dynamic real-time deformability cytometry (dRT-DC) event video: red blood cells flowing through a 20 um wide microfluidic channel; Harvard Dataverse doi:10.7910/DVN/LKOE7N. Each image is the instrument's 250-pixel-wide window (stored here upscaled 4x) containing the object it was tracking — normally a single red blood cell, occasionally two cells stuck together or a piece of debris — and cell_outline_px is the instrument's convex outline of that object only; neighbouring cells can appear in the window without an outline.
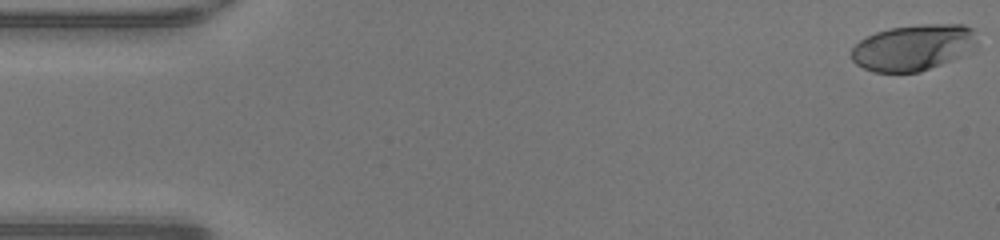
{"species": "human", "species_latin": "Homo sapiens", "temperature_condition": "warm", "stored_images_in_passage": 44, "camera_frame_rate_fps": 3000, "um_per_image_px": 0.085, "donor": {"sex": "male"}, "frame": {"image": 1, "passage_image": 1, "time_ms": 0.0, "image_size_px": [1000, 240], "cell_outline_px": [[976, 44], [972, 52], [920, 72], [872, 72], [856, 64], [852, 60], [852, 48], [860, 40], [876, 32], [892, 28], [920, 24], [964, 24], [972, 28], [976, 40]], "centroid_in_image_um": [77.65, 4.04], "position_along_channel_um": 7.4, "area_um2": 33.76}}
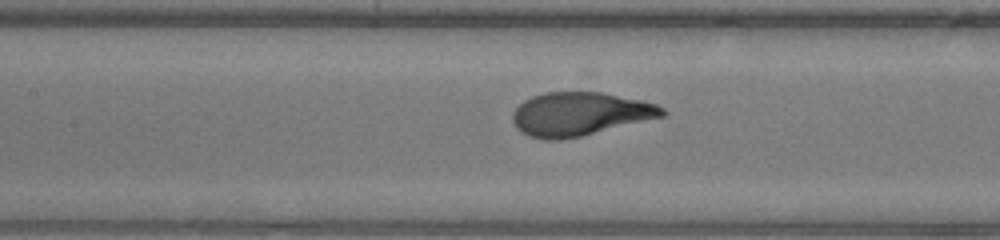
{"frame": {"image": 2, "passage_image": 22, "time_ms": 7.0, "image_size_px": [1000, 240], "cell_outline_px": [[668, 112], [664, 116], [580, 136], [560, 140], [544, 140], [528, 136], [520, 132], [516, 128], [512, 120], [512, 112], [524, 100], [532, 96], [544, 92], [604, 92], [640, 100], [656, 104], [664, 108]], "centroid_in_image_um": [49.25, 9.69], "position_along_channel_um": 158.1, "area_um2": 37.97}}
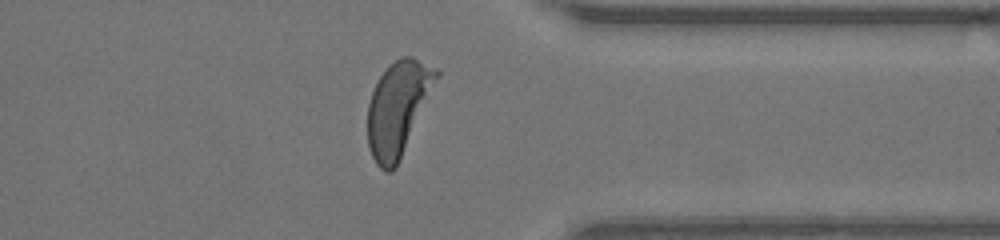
{"frame": {"image": 3, "passage_image": 38, "time_ms": 12.333, "image_size_px": [1000, 240], "cell_outline_px": [[440, 76], [396, 168], [392, 172], [384, 172], [376, 164], [372, 156], [368, 144], [368, 104], [372, 92], [380, 76], [400, 56], [412, 56], [440, 68]], "centroid_in_image_um": [33.86, 9.19], "position_along_channel_um": 377.5, "area_um2": 37.69}, "authors_computed_cell_mechanics": {"area_um2": 37.57, "velocity_mm_per_s": 4.2708, "shape_relaxation_time_tau1_ms": 2.8118, "shape_relaxation_time_tau2_ms": null, "deformation_change_tau1": 0.2246, "deformation_change_tau2": null}}